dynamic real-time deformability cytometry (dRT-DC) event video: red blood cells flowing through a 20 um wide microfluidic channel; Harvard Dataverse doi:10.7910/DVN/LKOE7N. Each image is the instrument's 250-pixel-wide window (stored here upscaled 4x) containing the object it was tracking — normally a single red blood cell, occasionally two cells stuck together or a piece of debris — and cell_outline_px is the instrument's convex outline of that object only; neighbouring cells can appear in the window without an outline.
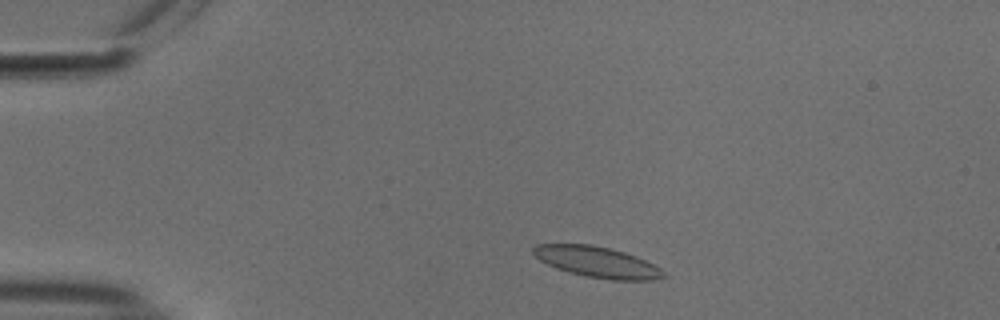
{"species": "common noctule bat (a hibernating species)", "species_latin": "Nyctalus noctula", "temperature_condition": "cold", "stored_images_in_passage": 48, "camera_frame_rate_fps": 3000, "um_per_image_px": 0.085, "animal": {"sex": "male", "body_mass_g": 18.8}, "frame": {"image": 1, "passage_image": 5, "time_ms": 1.333, "image_size_px": [1000, 320], "cell_outline_px": [[668, 276], [656, 280], [612, 280], [588, 276], [568, 272], [556, 268], [540, 260], [532, 252], [532, 248], [536, 244], [592, 244], [624, 252], [636, 256], [660, 268]], "centroid_in_image_um": [50.77, 22.27], "position_along_channel_um": 34.2, "area_um2": 23.29}}
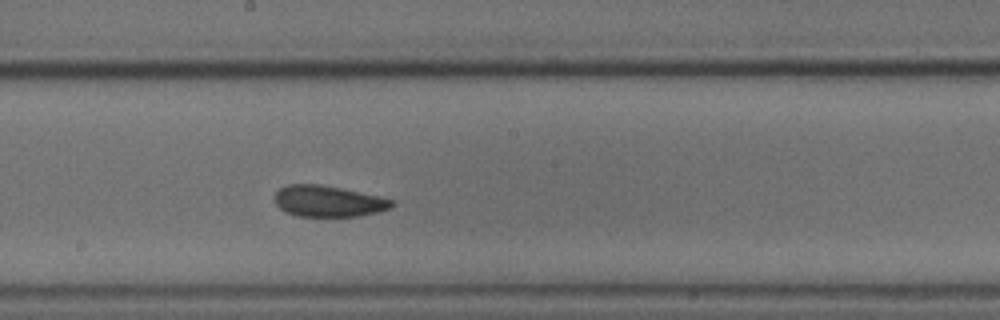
{"frame": {"image": 2, "passage_image": 24, "time_ms": 7.667, "image_size_px": [1000, 320], "cell_outline_px": [[396, 204], [392, 208], [376, 212], [356, 216], [296, 216], [280, 208], [276, 204], [276, 192], [280, 188], [288, 184], [320, 184], [380, 196], [396, 200]], "centroid_in_image_um": [27.95, 17.1], "position_along_channel_um": 220.2, "area_um2": 21.21}}
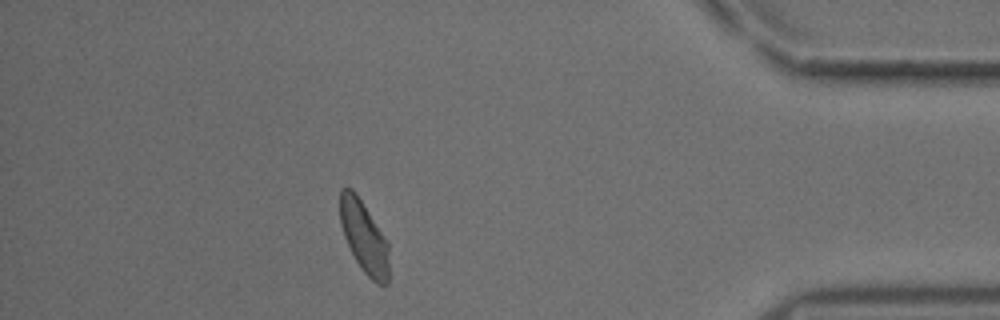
{"frame": {"image": 3, "passage_image": 42, "time_ms": 13.667, "image_size_px": [1000, 320], "cell_outline_px": [[388, 284], [376, 284], [364, 272], [356, 260], [344, 236], [340, 224], [340, 188], [352, 188], [356, 192], [388, 240]], "centroid_in_image_um": [30.95, 20.12], "position_along_channel_um": 404.3, "area_um2": 20.52}, "authors_computed_cell_mechanics": {"area_um2": 21.7617, "velocity_mm_per_s": 3.7133, "shape_relaxation_time_tau1_ms": 4.0142, "shape_relaxation_time_tau2_ms": 1.5821, "deformation_change_tau1": 0.0909, "deformation_change_tau2": 0.0482}}